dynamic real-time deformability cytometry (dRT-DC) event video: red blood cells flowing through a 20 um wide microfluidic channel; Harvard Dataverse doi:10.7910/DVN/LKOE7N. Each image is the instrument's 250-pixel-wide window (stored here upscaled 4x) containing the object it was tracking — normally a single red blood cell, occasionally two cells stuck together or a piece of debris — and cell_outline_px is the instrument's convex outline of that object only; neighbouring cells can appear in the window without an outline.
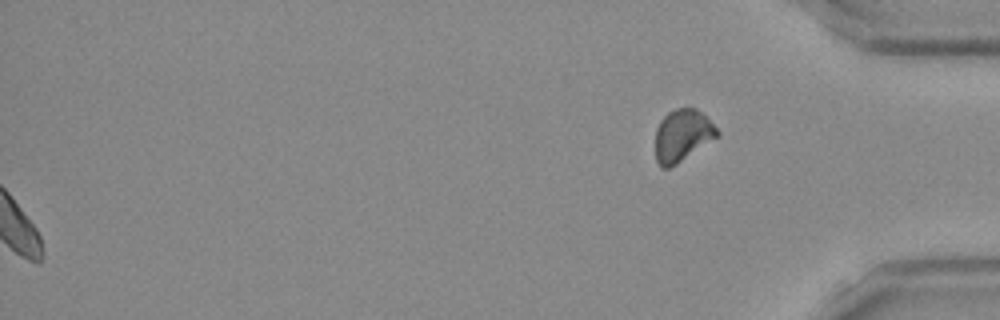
{"species": "Egyptian fruit bat (a non-hibernating species)", "species_latin": "Rousettus aegyptiacus", "temperature_condition": "room temperature", "stored_images_in_passage": 51, "segment_of_instrument_passage": [2, 2], "camera_frame_rate_fps": 3000, "um_per_image_px": 0.085, "frame": {"image": 1, "passage_image": 51, "time_ms": 16.667, "image_size_px": [1000, 320], "cell_outline_px": [[720, 136], [676, 164], [668, 168], [660, 168], [656, 160], [656, 128], [660, 120], [668, 112], [676, 108], [696, 108], [720, 132]], "centroid_in_image_um": [57.99, 11.52], "position_along_channel_um": 377.2, "area_um2": 18.67}}